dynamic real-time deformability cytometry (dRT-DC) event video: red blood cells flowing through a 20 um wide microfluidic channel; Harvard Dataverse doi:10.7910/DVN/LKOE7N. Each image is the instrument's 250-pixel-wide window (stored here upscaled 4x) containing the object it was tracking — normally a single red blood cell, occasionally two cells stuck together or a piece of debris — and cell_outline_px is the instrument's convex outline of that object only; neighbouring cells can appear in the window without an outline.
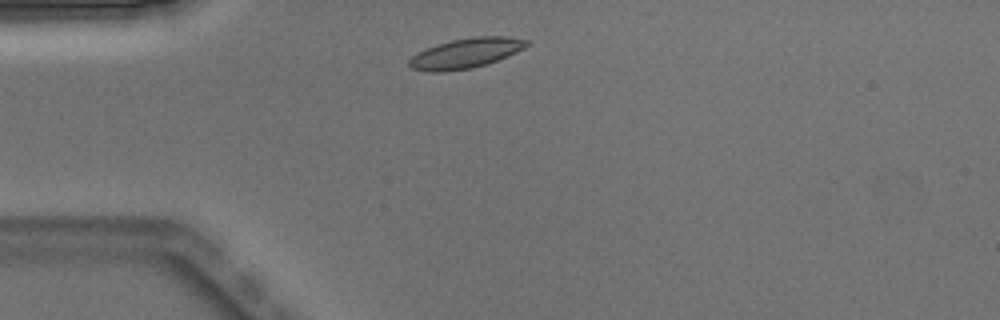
{"species": "Egyptian fruit bat (a non-hibernating species)", "species_latin": "Rousettus aegyptiacus", "temperature_condition": "warm", "stored_images_in_passage": 1, "camera_frame_rate_fps": 3000, "um_per_image_px": 0.085, "animal": {"sex": "male"}, "frame": {"image": 1, "passage_image": 1, "time_ms": 0.0, "image_size_px": [1000, 320], "cell_outline_px": [[528, 44], [524, 48], [516, 52], [496, 60], [472, 68], [440, 72], [432, 72], [412, 68], [408, 64], [408, 60], [416, 52], [436, 44], [452, 40], [476, 36], [508, 36], [528, 40]], "centroid_in_image_um": [39.56, 4.51], "position_along_channel_um": 45.4, "area_um2": 20.35}}